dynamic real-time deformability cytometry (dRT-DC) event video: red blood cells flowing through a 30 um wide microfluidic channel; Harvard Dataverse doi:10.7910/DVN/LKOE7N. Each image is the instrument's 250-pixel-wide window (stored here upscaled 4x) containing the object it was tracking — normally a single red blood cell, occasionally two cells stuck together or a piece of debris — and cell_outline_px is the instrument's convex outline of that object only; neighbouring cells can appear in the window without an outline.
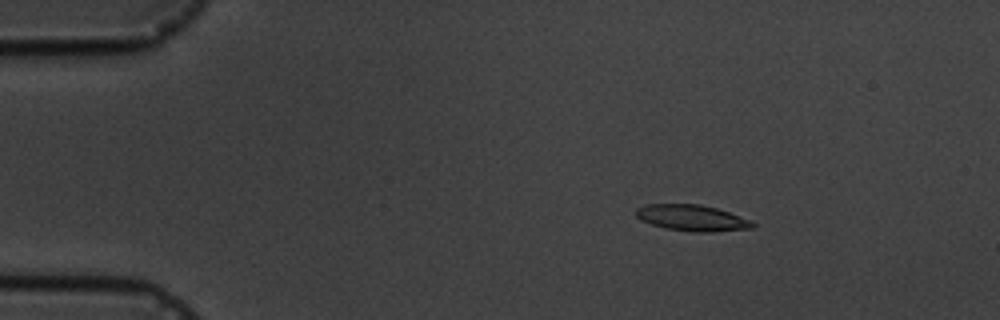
{"species": "common noctule bat (a hibernating species)", "species_latin": "Nyctalus noctula", "temperature_condition": "cold", "stored_images_in_passage": 5, "camera_frame_rate_fps": 3000, "um_per_image_px": 0.085, "animal": {"sex": "male", "body_mass_g": 19.5, "forearm_length_mm": 54.6}, "frame": {"image": 1, "passage_image": 2, "time_ms": 2.0, "image_size_px": [1000, 320], "cell_outline_px": [[756, 224], [752, 228], [712, 232], [692, 232], [664, 228], [640, 220], [636, 216], [636, 208], [644, 204], [700, 204], [716, 208], [752, 220]], "centroid_in_image_um": [58.81, 18.52], "position_along_channel_um": 26.2, "area_um2": 17.86}}
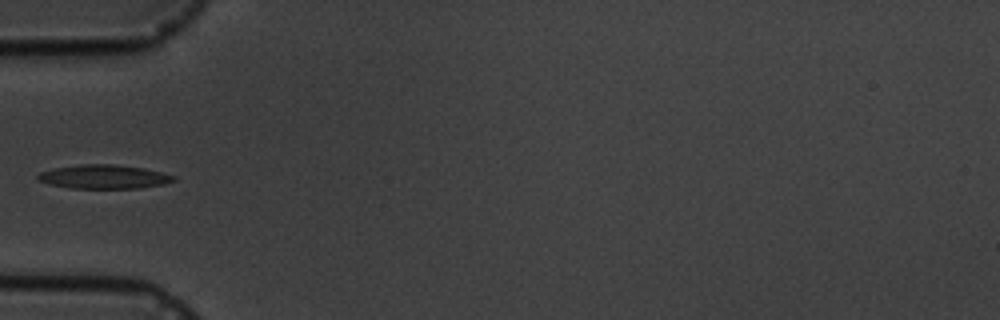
{"frame": {"image": 2, "passage_image": 5, "time_ms": 5.333, "image_size_px": [1000, 320], "cell_outline_px": [[176, 180], [164, 184], [140, 188], [72, 188], [48, 184], [36, 180], [36, 176], [40, 172], [52, 168], [80, 164], [112, 164], [144, 168], [176, 176]], "centroid_in_image_um": [8.79, 15.02], "position_along_channel_um": 76.2, "area_um2": 19.02}}